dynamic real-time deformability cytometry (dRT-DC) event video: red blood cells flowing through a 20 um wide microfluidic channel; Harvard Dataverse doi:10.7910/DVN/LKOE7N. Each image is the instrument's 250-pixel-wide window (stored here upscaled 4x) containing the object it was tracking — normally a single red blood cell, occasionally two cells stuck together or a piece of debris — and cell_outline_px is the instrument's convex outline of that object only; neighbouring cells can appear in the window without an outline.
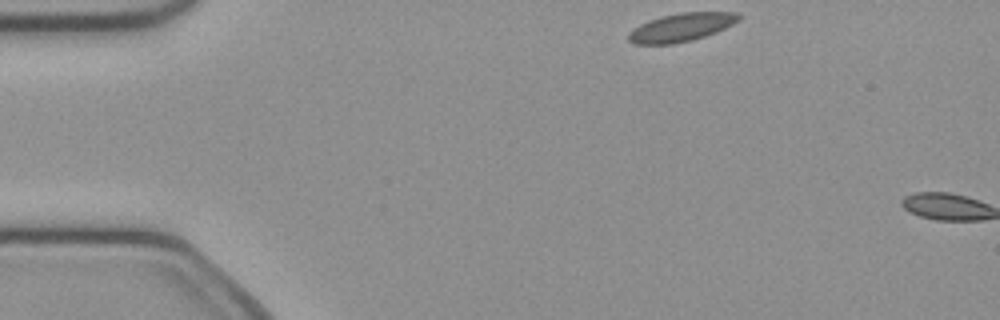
{"species": "common noctule bat (a hibernating species)", "species_latin": "Nyctalus noctula", "temperature_condition": "cold", "stored_images_in_passage": 2, "camera_frame_rate_fps": 3000, "um_per_image_px": 0.085, "animal": {"sex": "female", "body_mass_g": 21.9}, "frame": {"image": 1, "passage_image": 1, "time_ms": 0.0, "image_size_px": [1000, 320], "cell_outline_px": [[740, 20], [716, 32], [692, 40], [672, 44], [636, 44], [628, 40], [628, 32], [632, 28], [648, 20], [660, 16], [680, 12], [736, 12], [740, 16]], "centroid_in_image_um": [57.87, 2.31], "position_along_channel_um": 27.1, "area_um2": 18.21}}